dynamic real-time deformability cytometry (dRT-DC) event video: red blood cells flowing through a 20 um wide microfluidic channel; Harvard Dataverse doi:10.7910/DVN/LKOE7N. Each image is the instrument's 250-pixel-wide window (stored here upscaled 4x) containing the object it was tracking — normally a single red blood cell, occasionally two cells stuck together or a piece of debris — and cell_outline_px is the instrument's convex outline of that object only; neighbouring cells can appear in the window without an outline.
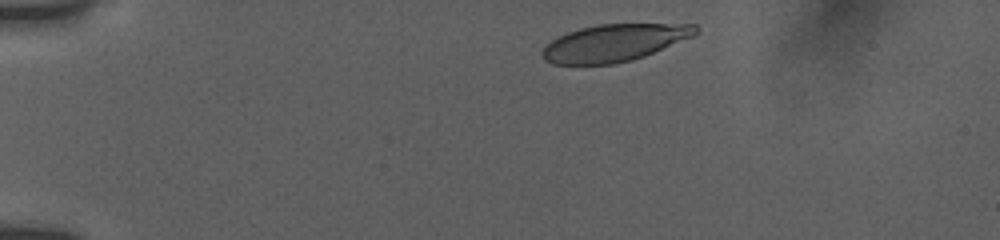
{"species": "human", "species_latin": "Homo sapiens", "temperature_condition": "room temperature", "stored_images_in_passage": 11, "camera_frame_rate_fps": 3000, "um_per_image_px": 0.085, "donor": {"sex": "female"}, "frame": {"image": 1, "passage_image": 1, "time_ms": 0.0, "image_size_px": [1000, 240], "cell_outline_px": [[700, 32], [692, 36], [644, 56], [632, 60], [616, 64], [552, 64], [544, 60], [540, 56], [540, 52], [544, 44], [568, 32], [580, 28], [600, 24], [696, 24], [700, 28]], "centroid_in_image_um": [52.17, 3.64], "position_along_channel_um": 32.8, "area_um2": 33.23}}
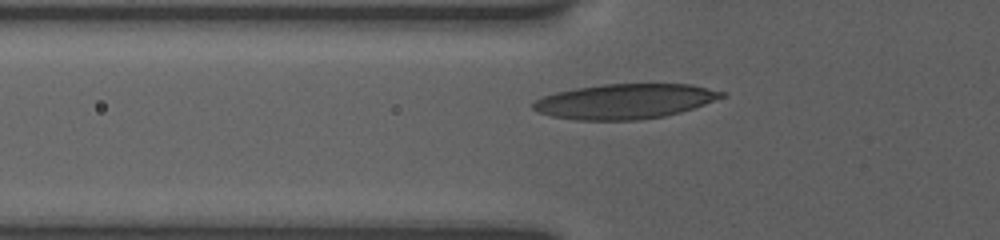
{"frame": {"image": 2, "passage_image": 7, "time_ms": 3.0, "image_size_px": [1000, 240], "cell_outline_px": [[728, 92], [724, 96], [704, 104], [680, 112], [664, 116], [636, 120], [576, 120], [552, 116], [540, 112], [532, 108], [532, 104], [536, 100], [544, 96], [556, 92], [576, 88], [604, 84], [692, 84]], "centroid_in_image_um": [53.13, 8.61], "position_along_channel_um": 72.7, "area_um2": 38.21}}
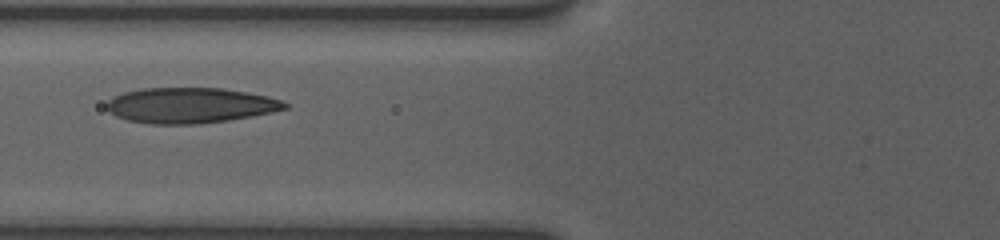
{"frame": {"image": 3, "passage_image": 10, "time_ms": 4.0, "image_size_px": [1000, 240], "cell_outline_px": [[288, 108], [272, 112], [252, 116], [228, 120], [196, 124], [152, 124], [128, 120], [116, 116], [104, 104], [112, 96], [124, 92], [140, 88], [224, 88], [248, 92], [268, 96], [284, 100], [288, 104]], "centroid_in_image_um": [16.19, 8.95], "position_along_channel_um": 109.6, "area_um2": 36.99}}